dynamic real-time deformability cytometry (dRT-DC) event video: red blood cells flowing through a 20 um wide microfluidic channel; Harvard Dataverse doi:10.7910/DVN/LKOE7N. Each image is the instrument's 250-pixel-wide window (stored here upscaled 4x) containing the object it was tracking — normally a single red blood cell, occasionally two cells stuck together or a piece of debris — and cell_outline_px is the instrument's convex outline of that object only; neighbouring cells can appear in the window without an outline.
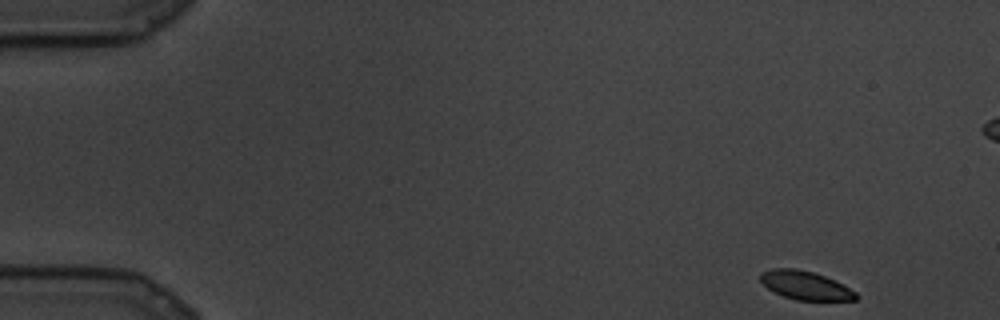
{"species": "common noctule bat (a hibernating species)", "species_latin": "Nyctalus noctula", "temperature_condition": "cold", "stored_images_in_passage": 84, "camera_frame_rate_fps": 3000, "um_per_image_px": 0.085, "animal": {"sex": "male", "body_mass_g": 19.5, "forearm_length_mm": 54.6}, "frame": {"image": 1, "passage_image": 1, "time_ms": 0.0, "image_size_px": [1000, 320], "cell_outline_px": [[860, 296], [856, 300], [796, 300], [784, 296], [768, 288], [760, 280], [760, 272], [772, 268], [796, 268], [812, 272], [824, 276], [856, 292]], "centroid_in_image_um": [68.44, 24.25], "position_along_channel_um": 16.6, "area_um2": 15.66}}
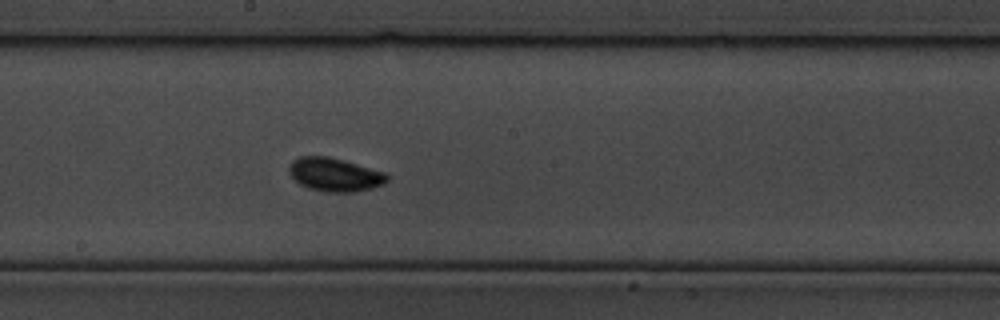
{"frame": {"image": 2, "passage_image": 43, "time_ms": 14.0, "image_size_px": [1000, 320], "cell_outline_px": [[388, 180], [384, 184], [372, 188], [352, 192], [328, 192], [308, 188], [300, 184], [292, 176], [292, 160], [300, 156], [328, 156], [344, 160], [388, 172]], "centroid_in_image_um": [28.54, 14.84], "position_along_channel_um": 219.7, "area_um2": 19.02}}
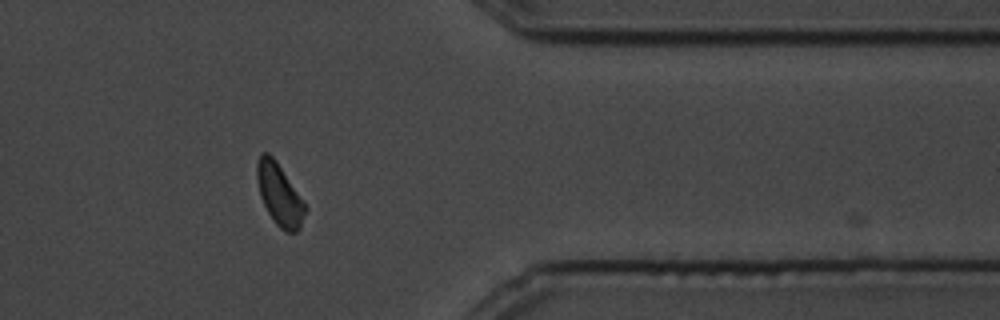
{"frame": {"image": 3, "passage_image": 67, "time_ms": 22.0, "image_size_px": [1000, 320], "cell_outline_px": [[308, 208], [300, 228], [296, 232], [284, 232], [272, 220], [260, 196], [256, 180], [256, 164], [260, 152], [268, 152], [276, 160]], "centroid_in_image_um": [23.74, 16.54], "position_along_channel_um": 387.7, "area_um2": 17.51}}